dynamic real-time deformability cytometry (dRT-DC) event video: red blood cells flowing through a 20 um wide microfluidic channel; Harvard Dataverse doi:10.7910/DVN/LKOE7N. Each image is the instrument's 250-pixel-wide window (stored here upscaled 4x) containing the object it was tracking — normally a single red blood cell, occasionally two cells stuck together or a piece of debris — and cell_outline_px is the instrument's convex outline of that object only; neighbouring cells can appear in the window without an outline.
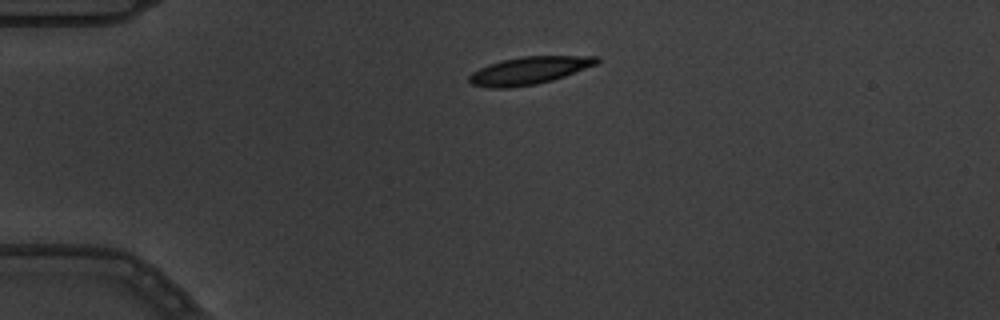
{"species": "common noctule bat (a hibernating species)", "species_latin": "Nyctalus noctula", "temperature_condition": "warm", "stored_images_in_passage": 3, "segment_of_instrument_passage": [1, 2], "camera_frame_rate_fps": 3000, "um_per_image_px": 0.085, "animal": {"sex": "male", "body_mass_g": 19.5, "forearm_length_mm": 54.6}, "frame": {"image": 1, "passage_image": 1, "time_ms": 0.0, "image_size_px": [1000, 320], "cell_outline_px": [[600, 60], [596, 64], [564, 76], [552, 80], [536, 84], [508, 88], [488, 88], [472, 84], [468, 80], [468, 76], [472, 72], [488, 64], [500, 60], [524, 56], [600, 56]], "centroid_in_image_um": [44.94, 5.99], "position_along_channel_um": 40.1, "area_um2": 20.46}}